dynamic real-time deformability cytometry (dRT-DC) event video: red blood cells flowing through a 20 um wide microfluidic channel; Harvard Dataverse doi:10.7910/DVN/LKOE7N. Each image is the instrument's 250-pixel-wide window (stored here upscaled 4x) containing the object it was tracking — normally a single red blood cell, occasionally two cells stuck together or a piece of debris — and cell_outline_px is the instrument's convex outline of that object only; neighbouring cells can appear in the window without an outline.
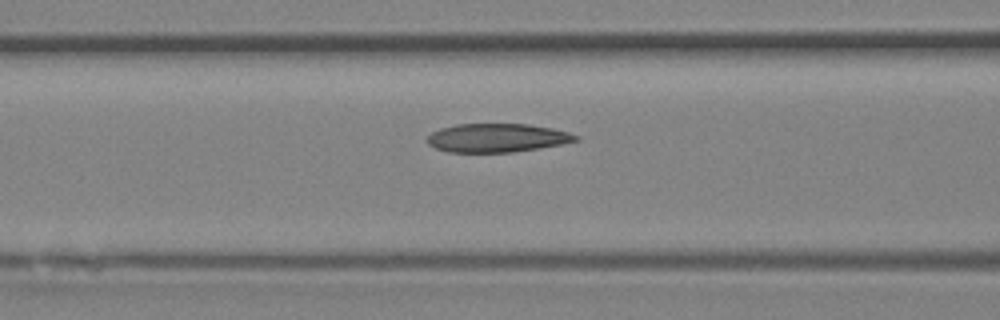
{"species": "Egyptian fruit bat (a non-hibernating species)", "species_latin": "Rousettus aegyptiacus", "temperature_condition": "room temperature", "stored_images_in_passage": 3, "camera_frame_rate_fps": 3000, "um_per_image_px": 0.085, "animal": {"sex": "female"}, "frame": {"image": 1, "passage_image": 3, "time_ms": 0.667, "image_size_px": [1000, 320], "cell_outline_px": [[580, 140], [560, 144], [512, 152], [448, 152], [436, 148], [428, 144], [424, 140], [432, 132], [440, 128], [456, 124], [528, 124], [552, 128], [568, 132], [580, 136]], "centroid_in_image_um": [42.22, 11.71], "position_along_channel_um": 124.4, "area_um2": 24.74}}